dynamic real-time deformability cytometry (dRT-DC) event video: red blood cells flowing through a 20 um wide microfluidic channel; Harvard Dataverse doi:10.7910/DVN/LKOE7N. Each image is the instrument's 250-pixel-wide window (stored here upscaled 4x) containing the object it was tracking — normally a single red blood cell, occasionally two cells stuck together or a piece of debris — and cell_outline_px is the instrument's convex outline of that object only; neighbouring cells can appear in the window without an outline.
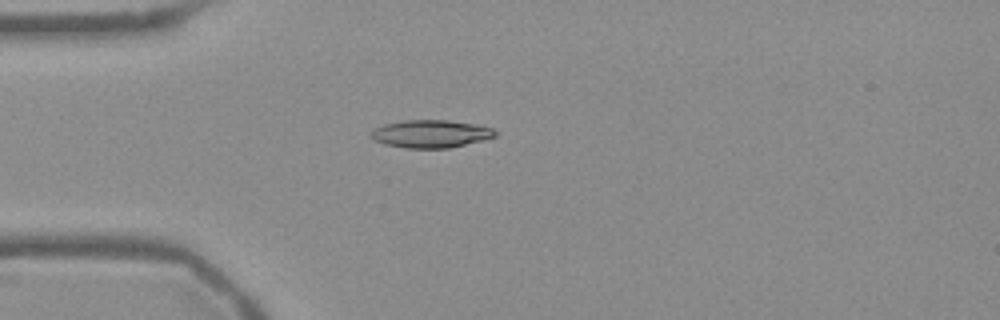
{"species": "Egyptian fruit bat (a non-hibernating species)", "species_latin": "Rousettus aegyptiacus", "temperature_condition": "warm", "stored_images_in_passage": 40, "camera_frame_rate_fps": 3000, "um_per_image_px": 0.085, "frame": {"image": 1, "passage_image": 1, "time_ms": 0.0, "image_size_px": [1000, 320], "cell_outline_px": [[496, 136], [484, 140], [448, 148], [404, 148], [384, 144], [368, 136], [376, 128], [384, 124], [404, 120], [448, 120], [476, 124], [492, 128], [496, 132]], "centroid_in_image_um": [36.62, 11.37], "position_along_channel_um": 48.4, "area_um2": 20.06}}
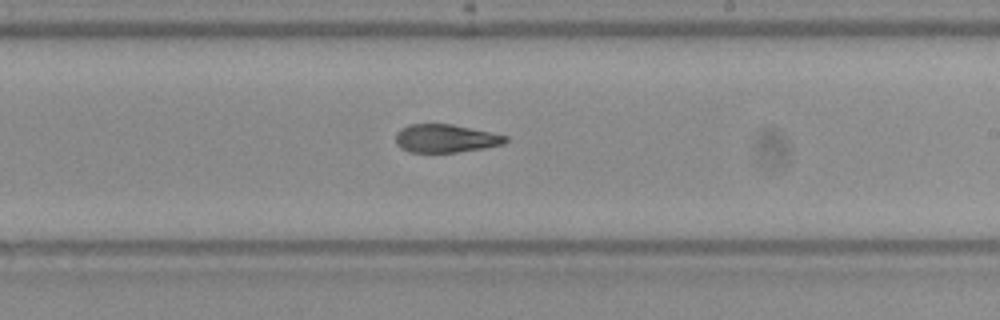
{"frame": {"image": 2, "passage_image": 18, "time_ms": 5.667, "image_size_px": [1000, 320], "cell_outline_px": [[508, 140], [504, 144], [484, 148], [456, 152], [408, 152], [400, 148], [396, 144], [396, 132], [400, 128], [408, 124], [452, 124], [508, 136]], "centroid_in_image_um": [37.84, 11.76], "position_along_channel_um": 251.2, "area_um2": 18.09}}
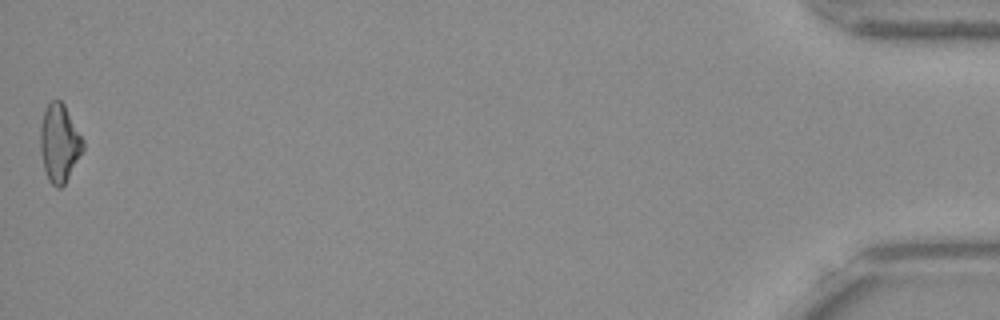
{"frame": {"image": 3, "passage_image": 40, "time_ms": 13.0, "image_size_px": [1000, 320], "cell_outline_px": [[84, 148], [64, 184], [60, 188], [56, 188], [48, 180], [44, 168], [40, 152], [40, 124], [44, 108], [52, 100], [60, 100], [64, 104], [84, 140]], "centroid_in_image_um": [5.03, 12.14], "position_along_channel_um": 430.2, "area_um2": 19.36}, "authors_computed_cell_mechanics": {"area_um2": 19.0162, "velocity_mm_per_s": 3.7842, "shape_relaxation_time_tau1_ms": null, "shape_relaxation_time_tau2_ms": 3.5794, "deformation_change_tau1": null, "deformation_change_tau2": 0.1151}}